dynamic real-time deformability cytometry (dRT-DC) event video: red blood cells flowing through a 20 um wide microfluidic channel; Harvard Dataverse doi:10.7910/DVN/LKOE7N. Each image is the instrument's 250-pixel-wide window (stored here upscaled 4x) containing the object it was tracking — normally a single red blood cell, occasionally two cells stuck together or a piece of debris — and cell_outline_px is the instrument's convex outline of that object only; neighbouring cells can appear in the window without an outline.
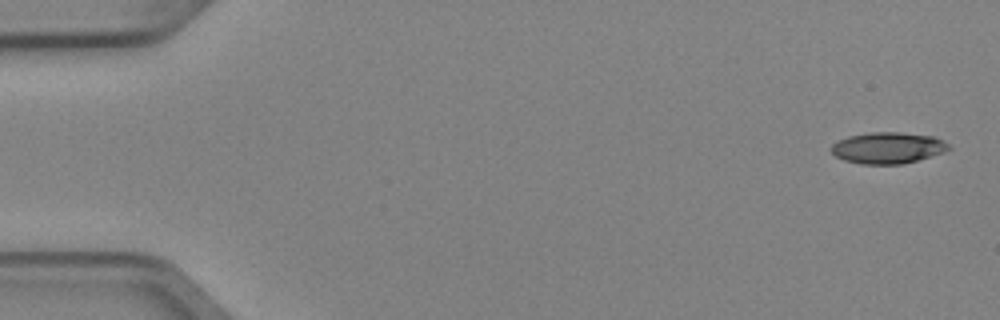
{"species": "Egyptian fruit bat (a non-hibernating species)", "species_latin": "Rousettus aegyptiacus", "temperature_condition": "cold", "stored_images_in_passage": 5, "camera_frame_rate_fps": 3000, "um_per_image_px": 0.085, "animal": {"sex": "female"}, "frame": {"image": 1, "passage_image": 1, "time_ms": 0.0, "image_size_px": [1000, 320], "cell_outline_px": [[952, 148], [944, 152], [904, 164], [860, 164], [844, 160], [836, 156], [832, 152], [832, 144], [848, 136], [872, 132], [900, 132], [932, 136], [948, 144]], "centroid_in_image_um": [75.47, 12.57], "position_along_channel_um": 9.5, "area_um2": 21.27}}
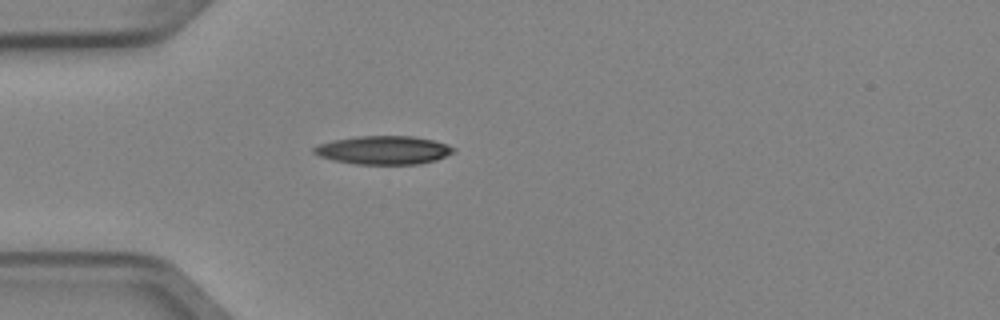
{"frame": {"image": 2, "passage_image": 5, "time_ms": 1.333, "image_size_px": [1000, 320], "cell_outline_px": [[456, 152], [436, 160], [420, 164], [356, 164], [332, 160], [320, 156], [312, 152], [312, 148], [320, 144], [332, 140], [356, 136], [412, 136], [432, 140], [448, 144], [456, 148]], "centroid_in_image_um": [32.62, 12.76], "position_along_channel_um": 52.4, "area_um2": 23.29}}